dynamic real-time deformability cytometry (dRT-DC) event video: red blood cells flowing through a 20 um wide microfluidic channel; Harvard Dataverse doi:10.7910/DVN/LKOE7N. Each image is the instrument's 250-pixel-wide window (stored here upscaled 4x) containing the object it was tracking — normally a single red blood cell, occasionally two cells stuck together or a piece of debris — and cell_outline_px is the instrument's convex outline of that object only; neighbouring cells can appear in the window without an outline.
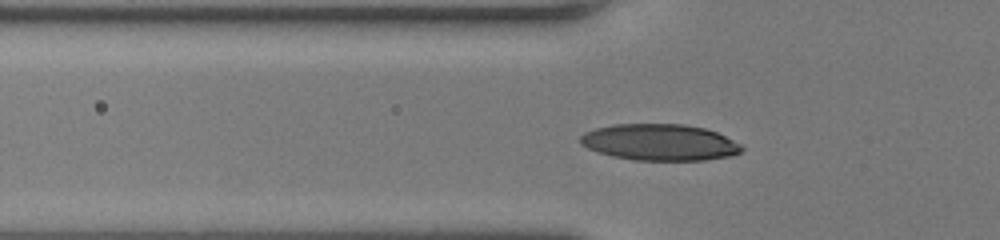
{"species": "human", "species_latin": "Homo sapiens", "temperature_condition": "room temperature", "stored_images_in_passage": 45, "camera_frame_rate_fps": 3000, "um_per_image_px": 0.085, "donor": {"sex": "female"}, "frame": {"image": 1, "passage_image": 12, "time_ms": 3.667, "image_size_px": [1000, 240], "cell_outline_px": [[744, 148], [740, 152], [732, 156], [704, 160], [636, 160], [612, 156], [588, 148], [580, 144], [580, 136], [584, 132], [596, 128], [612, 124], [684, 124], [704, 128], [716, 132], [740, 144]], "centroid_in_image_um": [56.06, 12.09], "position_along_channel_um": 69.7, "area_um2": 34.16}}
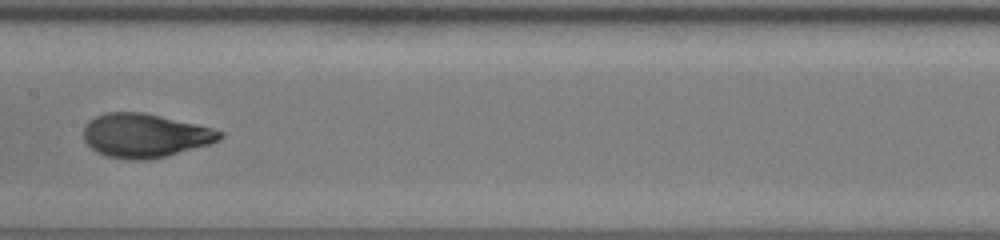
{"frame": {"image": 2, "passage_image": 21, "time_ms": 6.667, "image_size_px": [1000, 240], "cell_outline_px": [[224, 136], [220, 140], [208, 144], [164, 156], [144, 160], [132, 160], [108, 156], [96, 152], [84, 140], [84, 128], [88, 120], [96, 116], [108, 112], [144, 112], [196, 124], [212, 128], [224, 132]], "centroid_in_image_um": [12.31, 11.51], "position_along_channel_um": 195.1, "area_um2": 34.51}}
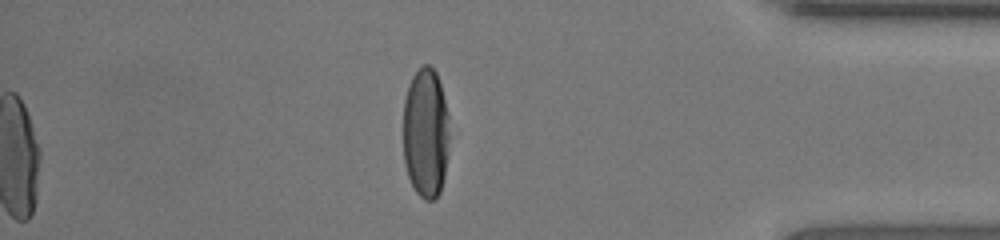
{"frame": {"image": 3, "passage_image": 45, "time_ms": 14.667, "image_size_px": [1000, 240], "cell_outline_px": [[448, 140], [444, 176], [440, 192], [436, 200], [424, 200], [416, 192], [408, 176], [404, 164], [404, 100], [408, 84], [412, 76], [424, 64], [428, 64], [436, 72], [440, 84], [448, 116]], "centroid_in_image_um": [36.17, 11.32], "position_along_channel_um": 399.0, "area_um2": 34.91}, "authors_computed_cell_mechanics": {"area_um2": 33.2928, "velocity_mm_per_s": 4.2355, "shape_relaxation_time_tau1_ms": 4.4168, "shape_relaxation_time_tau2_ms": null, "deformation_change_tau1": 0.2142, "deformation_change_tau2": null}}